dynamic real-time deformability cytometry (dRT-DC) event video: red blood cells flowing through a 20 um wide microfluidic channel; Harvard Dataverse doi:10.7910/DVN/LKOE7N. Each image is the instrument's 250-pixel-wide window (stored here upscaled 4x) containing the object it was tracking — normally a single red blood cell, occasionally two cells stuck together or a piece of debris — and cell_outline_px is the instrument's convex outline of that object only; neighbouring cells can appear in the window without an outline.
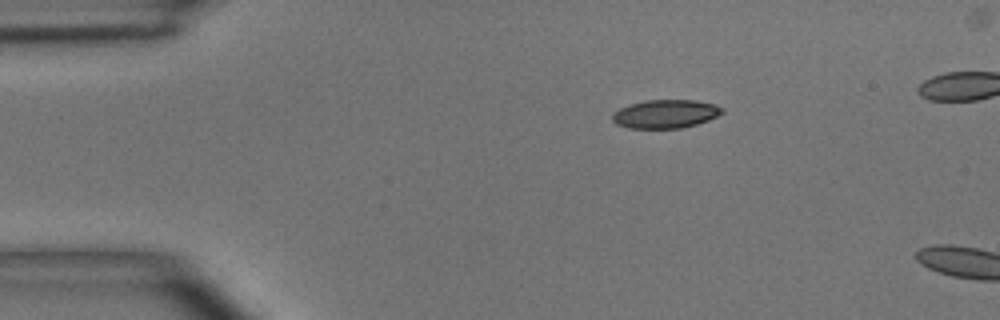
{"species": "common noctule bat (a hibernating species)", "species_latin": "Nyctalus noctula", "temperature_condition": "room temperature", "stored_images_in_passage": 3, "camera_frame_rate_fps": 3000, "um_per_image_px": 0.085, "animal": {"sex": "male", "body_mass_g": 15.6}, "frame": {"image": 1, "passage_image": 1, "time_ms": 0.0, "image_size_px": [1000, 320], "cell_outline_px": [[724, 112], [708, 120], [696, 124], [680, 128], [628, 128], [616, 124], [612, 120], [612, 112], [628, 104], [644, 100], [696, 100], [716, 104], [724, 108]], "centroid_in_image_um": [56.55, 9.67], "position_along_channel_um": 28.5, "area_um2": 18.38}}